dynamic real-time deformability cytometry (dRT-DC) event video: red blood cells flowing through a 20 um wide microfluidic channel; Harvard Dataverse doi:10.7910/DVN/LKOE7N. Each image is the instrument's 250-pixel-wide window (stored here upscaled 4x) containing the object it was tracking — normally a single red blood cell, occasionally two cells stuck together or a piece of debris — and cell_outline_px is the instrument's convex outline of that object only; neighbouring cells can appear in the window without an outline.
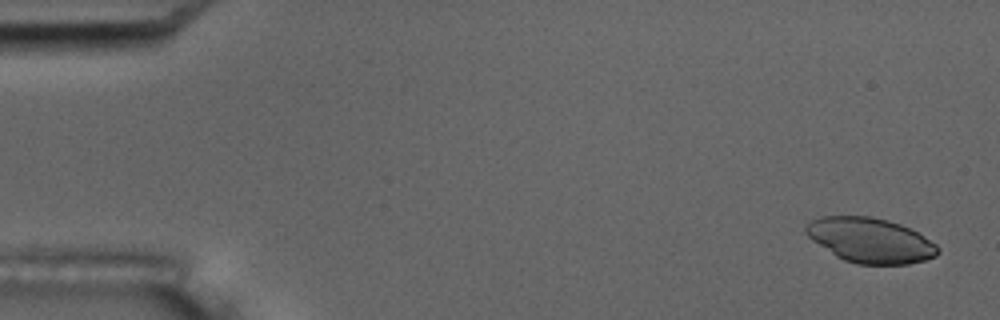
{"species": "common noctule bat (a hibernating species)", "species_latin": "Nyctalus noctula", "temperature_condition": "room temperature", "stored_images_in_passage": 6, "camera_frame_rate_fps": 3000, "um_per_image_px": 0.085, "animal": {"sex": "male", "body_mass_g": 17.5, "forearm_length_mm": 52.3}, "frame": {"image": 1, "passage_image": 1, "time_ms": 0.0, "image_size_px": [1000, 320], "cell_outline_px": [[940, 252], [936, 256], [924, 260], [908, 264], [856, 264], [844, 260], [836, 256], [812, 240], [804, 232], [804, 224], [812, 220], [824, 216], [872, 216], [888, 220], [900, 224], [924, 236], [936, 244], [940, 248]], "centroid_in_image_um": [73.96, 20.42], "position_along_channel_um": 11.0, "area_um2": 34.56}}